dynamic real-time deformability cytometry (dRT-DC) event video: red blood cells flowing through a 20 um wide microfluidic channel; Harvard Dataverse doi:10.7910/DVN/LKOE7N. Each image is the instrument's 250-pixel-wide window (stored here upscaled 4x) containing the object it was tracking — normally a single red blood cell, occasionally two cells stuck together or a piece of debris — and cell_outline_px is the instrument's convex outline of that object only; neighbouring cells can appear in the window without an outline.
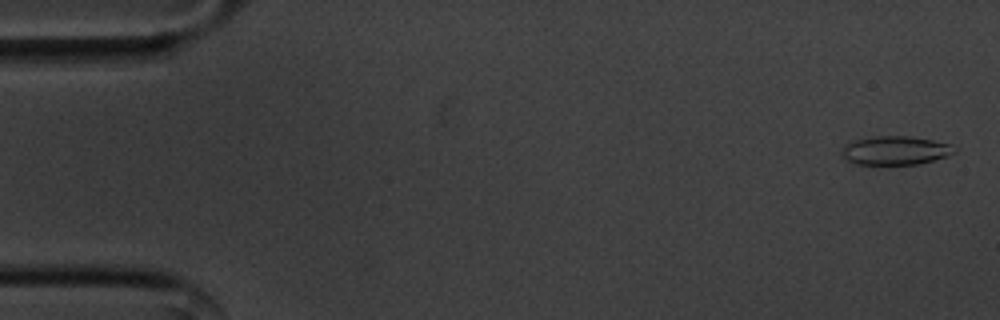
{"species": "common noctule bat (a hibernating species)", "species_latin": "Nyctalus noctula", "temperature_condition": "cold", "stored_images_in_passage": 56, "camera_frame_rate_fps": 3000, "um_per_image_px": 0.085, "animal": {"sex": "male", "body_mass_g": 20.1, "forearm_length_mm": 53.5}, "frame": {"image": 1, "passage_image": 2, "time_ms": 0.333, "image_size_px": [1000, 320], "cell_outline_px": [[956, 152], [932, 160], [916, 164], [856, 164], [848, 160], [840, 152], [844, 144], [852, 140], [876, 136], [908, 136], [932, 140], [952, 144], [956, 148]], "centroid_in_image_um": [76.07, 12.77], "position_along_channel_um": 8.9, "area_um2": 18.73}}
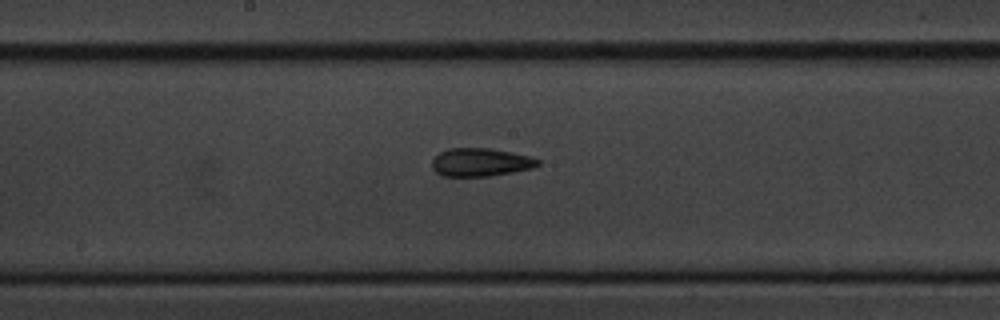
{"frame": {"image": 2, "passage_image": 29, "time_ms": 9.333, "image_size_px": [1000, 320], "cell_outline_px": [[540, 164], [532, 168], [512, 172], [488, 176], [440, 176], [432, 168], [432, 160], [440, 152], [448, 148], [492, 148], [532, 156], [540, 160]], "centroid_in_image_um": [40.85, 13.78], "position_along_channel_um": 207.3, "area_um2": 17.51}}
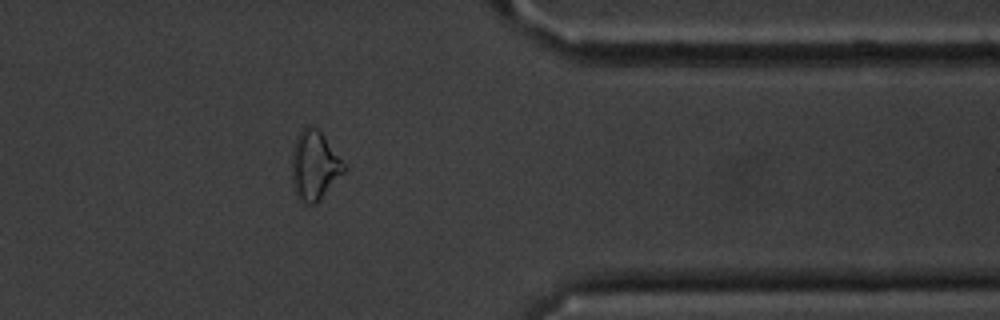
{"frame": {"image": 3, "passage_image": 45, "time_ms": 14.667, "image_size_px": [1000, 320], "cell_outline_px": [[348, 168], [320, 200], [316, 204], [308, 204], [300, 200], [292, 184], [292, 152], [296, 136], [308, 124], [312, 124], [324, 136], [348, 164]], "centroid_in_image_um": [26.77, 14.05], "position_along_channel_um": 384.6, "area_um2": 21.33}, "authors_computed_cell_mechanics": {"area_um2": 18.2648, "velocity_mm_per_s": 3.591, "shape_relaxation_time_tau1_ms": null, "shape_relaxation_time_tau2_ms": 3.4614, "deformation_change_tau1": null, "deformation_change_tau2": 0.1262}}